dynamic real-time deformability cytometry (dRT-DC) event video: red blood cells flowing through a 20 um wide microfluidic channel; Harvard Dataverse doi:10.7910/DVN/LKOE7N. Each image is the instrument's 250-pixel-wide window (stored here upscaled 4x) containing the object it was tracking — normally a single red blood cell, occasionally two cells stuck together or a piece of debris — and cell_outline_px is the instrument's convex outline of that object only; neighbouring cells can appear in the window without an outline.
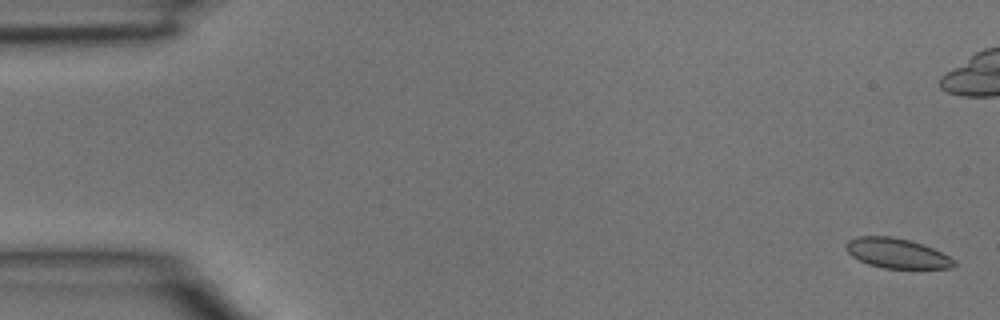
{"species": "common noctule bat (a hibernating species)", "species_latin": "Nyctalus noctula", "temperature_condition": "room temperature", "stored_images_in_passage": 6, "camera_frame_rate_fps": 3000, "um_per_image_px": 0.085, "animal": {"sex": "male", "body_mass_g": 15.6}, "frame": {"image": 1, "passage_image": 1, "time_ms": 0.0, "image_size_px": [1000, 320], "cell_outline_px": [[956, 264], [952, 268], [884, 268], [868, 264], [852, 256], [844, 248], [844, 244], [848, 240], [856, 236], [892, 236], [908, 240], [932, 248], [956, 260]], "centroid_in_image_um": [76.19, 21.52], "position_along_channel_um": 8.8, "area_um2": 18.73}}